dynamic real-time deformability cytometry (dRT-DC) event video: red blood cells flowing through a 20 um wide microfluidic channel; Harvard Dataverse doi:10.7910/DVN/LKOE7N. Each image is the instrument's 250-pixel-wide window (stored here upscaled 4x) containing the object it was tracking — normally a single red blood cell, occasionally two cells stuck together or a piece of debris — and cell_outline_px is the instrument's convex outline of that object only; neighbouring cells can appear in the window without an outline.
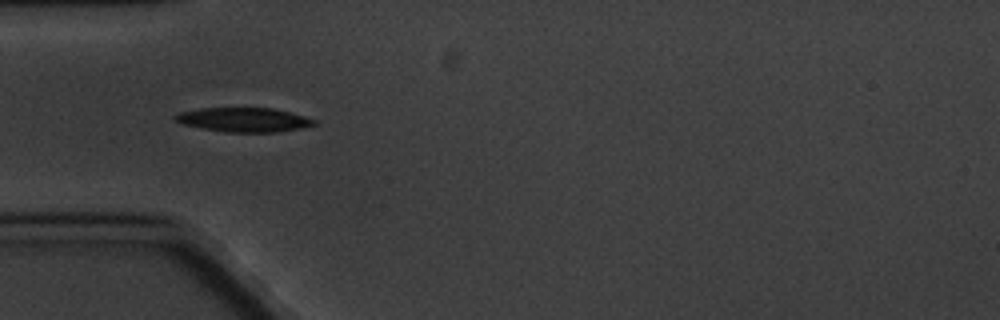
{"species": "common noctule bat (a hibernating species)", "species_latin": "Nyctalus noctula", "temperature_condition": "cold", "stored_images_in_passage": 4, "camera_frame_rate_fps": 3000, "um_per_image_px": 0.085, "animal": {"sex": "male", "body_mass_g": 20.1, "forearm_length_mm": 53.5}, "frame": {"image": 1, "passage_image": 3, "time_ms": 2.667, "image_size_px": [1000, 320], "cell_outline_px": [[316, 124], [304, 128], [276, 132], [224, 132], [184, 124], [176, 120], [172, 116], [180, 112], [200, 108], [272, 108], [304, 116], [316, 120]], "centroid_in_image_um": [20.75, 10.18], "position_along_channel_um": 64.3, "area_um2": 19.48}}